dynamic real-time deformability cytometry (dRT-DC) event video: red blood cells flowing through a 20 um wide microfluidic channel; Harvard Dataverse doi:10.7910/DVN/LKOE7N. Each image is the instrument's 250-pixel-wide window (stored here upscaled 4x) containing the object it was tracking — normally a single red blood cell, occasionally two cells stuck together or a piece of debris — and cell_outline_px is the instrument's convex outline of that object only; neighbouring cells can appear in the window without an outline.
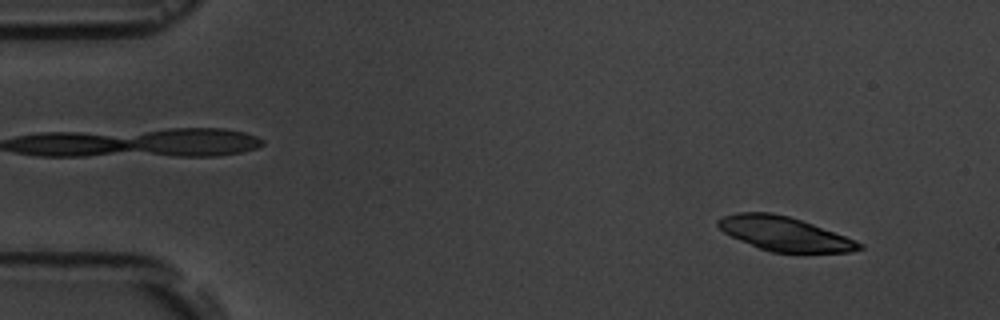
{"species": "common noctule bat (a hibernating species)", "species_latin": "Nyctalus noctula", "temperature_condition": "room temperature", "stored_images_in_passage": 4, "camera_frame_rate_fps": 3000, "um_per_image_px": 0.085, "animal": {"sex": "male", "body_mass_g": 19.5, "forearm_length_mm": 54.6}, "frame": {"image": 1, "passage_image": 1, "time_ms": 0.0, "image_size_px": [1000, 320], "cell_outline_px": [[864, 248], [852, 252], [772, 252], [760, 248], [740, 240], [724, 232], [716, 224], [716, 220], [724, 216], [736, 212], [772, 212], [788, 216], [812, 224], [856, 240], [864, 244]], "centroid_in_image_um": [66.68, 19.86], "position_along_channel_um": 18.3, "area_um2": 27.8}}